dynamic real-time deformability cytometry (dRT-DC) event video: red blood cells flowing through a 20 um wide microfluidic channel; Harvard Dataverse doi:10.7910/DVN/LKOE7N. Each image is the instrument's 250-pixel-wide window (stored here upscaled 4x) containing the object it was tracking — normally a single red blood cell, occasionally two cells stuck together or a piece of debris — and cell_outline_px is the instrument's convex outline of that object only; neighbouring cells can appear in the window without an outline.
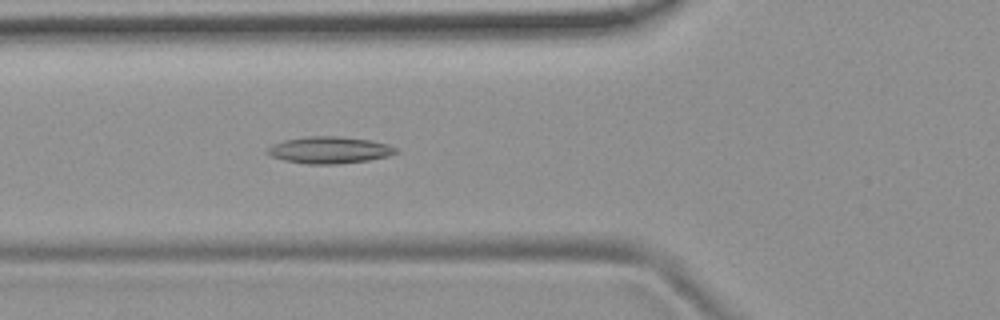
{"species": "common noctule bat (a hibernating species)", "species_latin": "Nyctalus noctula", "temperature_condition": "room temperature", "stored_images_in_passage": 48, "camera_frame_rate_fps": 3000, "um_per_image_px": 0.085, "animal": {"sex": "female", "body_mass_g": 19.9}, "frame": {"image": 1, "passage_image": 14, "time_ms": 4.333, "image_size_px": [1000, 320], "cell_outline_px": [[400, 152], [388, 156], [368, 160], [336, 164], [308, 164], [284, 160], [272, 156], [264, 152], [272, 144], [284, 140], [308, 136], [340, 136], [372, 140], [388, 144], [400, 148]], "centroid_in_image_um": [28.04, 12.74], "position_along_channel_um": 97.8, "area_um2": 20.29}}
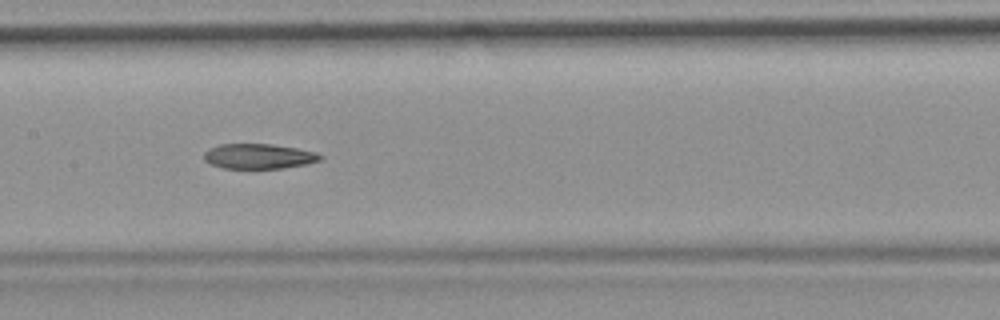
{"frame": {"image": 2, "passage_image": 21, "time_ms": 6.667, "image_size_px": [1000, 320], "cell_outline_px": [[324, 156], [320, 160], [308, 164], [284, 168], [224, 168], [208, 164], [204, 160], [204, 152], [208, 148], [220, 144], [272, 144], [296, 148], [316, 152]], "centroid_in_image_um": [21.98, 13.28], "position_along_channel_um": 185.4, "area_um2": 17.11}}